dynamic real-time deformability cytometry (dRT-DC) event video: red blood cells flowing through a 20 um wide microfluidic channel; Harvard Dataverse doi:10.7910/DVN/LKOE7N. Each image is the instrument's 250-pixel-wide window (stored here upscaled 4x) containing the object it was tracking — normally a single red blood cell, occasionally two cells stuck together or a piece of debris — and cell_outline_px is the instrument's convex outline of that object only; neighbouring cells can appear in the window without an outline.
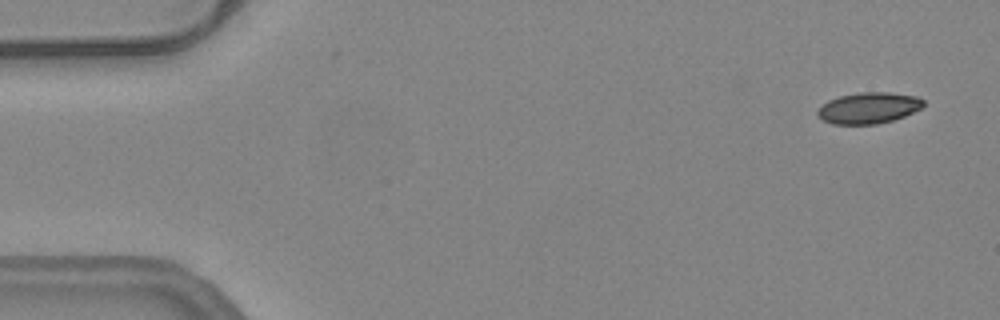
{"species": "common noctule bat (a hibernating species)", "species_latin": "Nyctalus noctula", "temperature_condition": "warm", "stored_images_in_passage": 54, "camera_frame_rate_fps": 3000, "um_per_image_px": 0.085, "animal": {"sex": "female", "body_mass_g": 24.6, "forearm_length_mm": 56.2}, "frame": {"image": 1, "passage_image": 3, "time_ms": 0.667, "image_size_px": [1000, 320], "cell_outline_px": [[924, 104], [920, 108], [904, 116], [892, 120], [876, 124], [832, 124], [824, 120], [816, 112], [828, 100], [840, 96], [860, 92], [888, 92], [916, 96], [924, 100]], "centroid_in_image_um": [73.84, 9.17], "position_along_channel_um": 11.2, "area_um2": 18.96}}
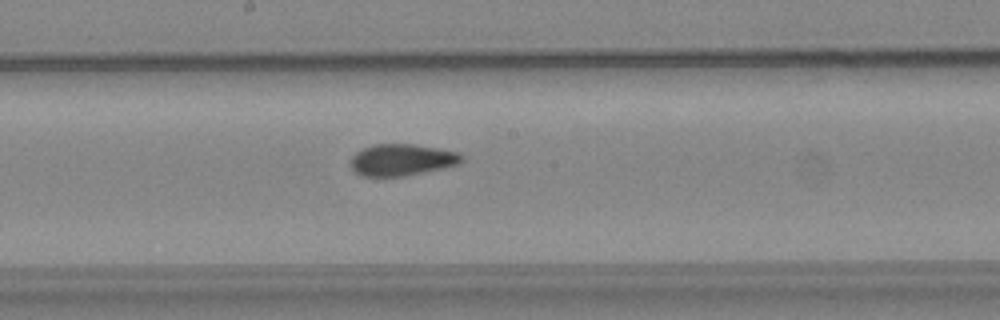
{"frame": {"image": 2, "passage_image": 29, "time_ms": 9.333, "image_size_px": [1000, 320], "cell_outline_px": [[464, 160], [460, 164], [444, 168], [404, 176], [360, 176], [348, 164], [348, 160], [356, 152], [372, 144], [412, 144], [460, 152], [464, 156]], "centroid_in_image_um": [34.15, 13.59], "position_along_channel_um": 214.0, "area_um2": 20.75}}
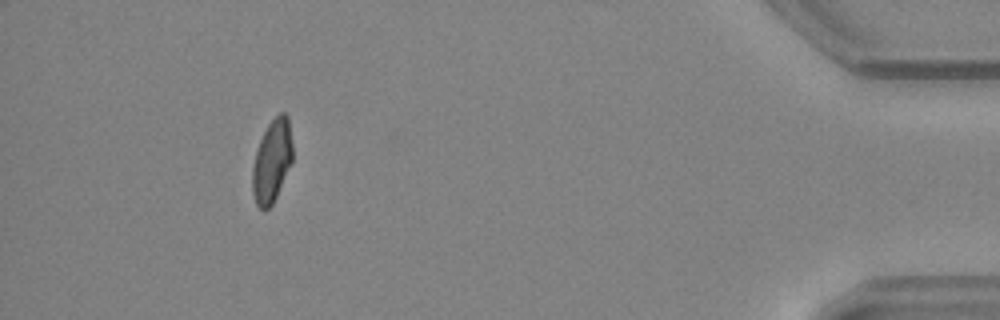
{"frame": {"image": 3, "passage_image": 50, "time_ms": 16.333, "image_size_px": [1000, 320], "cell_outline_px": [[292, 160], [276, 196], [272, 204], [268, 208], [260, 208], [256, 204], [252, 192], [252, 168], [256, 152], [260, 140], [268, 124], [280, 112], [284, 112], [288, 116], [292, 144]], "centroid_in_image_um": [23.11, 13.67], "position_along_channel_um": 412.1, "area_um2": 19.02}, "authors_computed_cell_mechanics": {"area_um2": 20.3167, "velocity_mm_per_s": 3.773, "shape_relaxation_time_tau1_ms": null, "shape_relaxation_time_tau2_ms": 1.555, "deformation_change_tau1": null, "deformation_change_tau2": 0.0666}}